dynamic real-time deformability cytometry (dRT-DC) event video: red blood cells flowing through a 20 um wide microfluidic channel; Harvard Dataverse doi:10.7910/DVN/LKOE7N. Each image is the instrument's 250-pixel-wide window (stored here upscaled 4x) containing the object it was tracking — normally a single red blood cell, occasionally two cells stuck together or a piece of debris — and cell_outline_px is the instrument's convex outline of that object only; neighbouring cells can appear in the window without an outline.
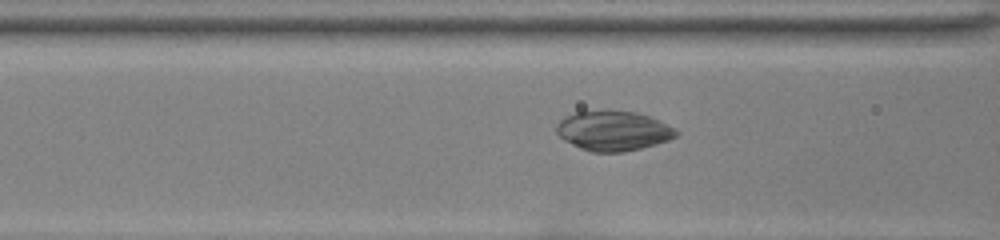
{"species": "common noctule bat (a hibernating species)", "species_latin": "Nyctalus noctula", "temperature_condition": "room temperature", "stored_images_in_passage": 21, "camera_frame_rate_fps": 3000, "um_per_image_px": 0.085, "animal": {"sex": "female", "body_mass_g": 22.0, "forearm_length_mm": 56.7}, "frame": {"image": 1, "passage_image": 15, "time_ms": 4.667, "image_size_px": [1000, 240], "cell_outline_px": [[680, 132], [676, 136], [668, 140], [656, 144], [624, 152], [592, 152], [580, 148], [564, 140], [556, 132], [556, 124], [564, 116], [576, 112], [636, 112], [660, 120], [676, 128]], "centroid_in_image_um": [52.14, 11.14], "position_along_channel_um": 114.5, "area_um2": 27.46}}
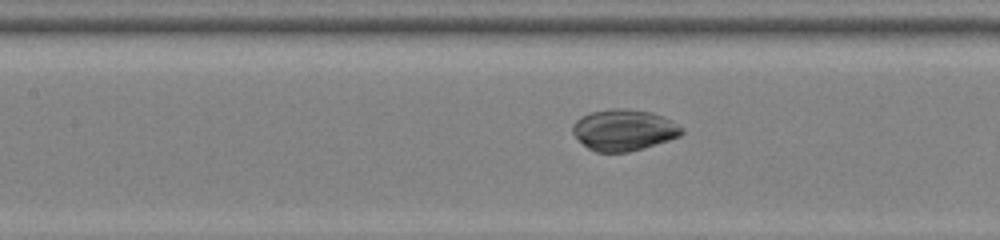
{"frame": {"image": 2, "passage_image": 18, "time_ms": 5.667, "image_size_px": [1000, 240], "cell_outline_px": [[684, 132], [680, 136], [644, 148], [628, 152], [596, 152], [588, 148], [572, 132], [572, 124], [576, 120], [592, 112], [616, 108], [628, 108], [652, 112], [664, 116], [672, 120], [684, 128]], "centroid_in_image_um": [53.07, 11.04], "position_along_channel_um": 154.3, "area_um2": 26.24}}